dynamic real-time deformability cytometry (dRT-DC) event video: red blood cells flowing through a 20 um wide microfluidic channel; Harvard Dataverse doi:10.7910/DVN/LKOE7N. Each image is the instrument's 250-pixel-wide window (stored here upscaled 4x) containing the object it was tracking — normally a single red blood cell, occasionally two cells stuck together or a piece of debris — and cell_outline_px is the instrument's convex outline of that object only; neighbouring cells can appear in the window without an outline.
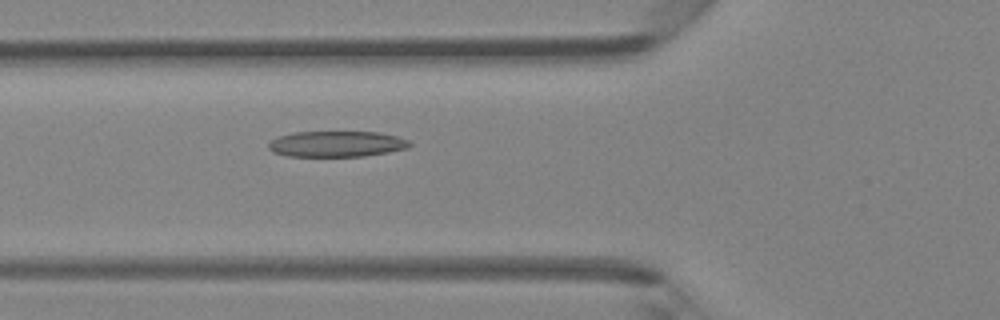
{"species": "Egyptian fruit bat (a non-hibernating species)", "species_latin": "Rousettus aegyptiacus", "temperature_condition": "room temperature", "stored_images_in_passage": 47, "camera_frame_rate_fps": 3000, "um_per_image_px": 0.085, "animal": {"sex": "female"}, "frame": {"image": 1, "passage_image": 17, "time_ms": 5.333, "image_size_px": [1000, 320], "cell_outline_px": [[412, 144], [408, 148], [388, 152], [364, 156], [288, 156], [272, 152], [268, 148], [268, 144], [276, 136], [296, 132], [376, 132], [396, 136], [408, 140]], "centroid_in_image_um": [28.59, 12.24], "position_along_channel_um": 97.2, "area_um2": 21.21}}
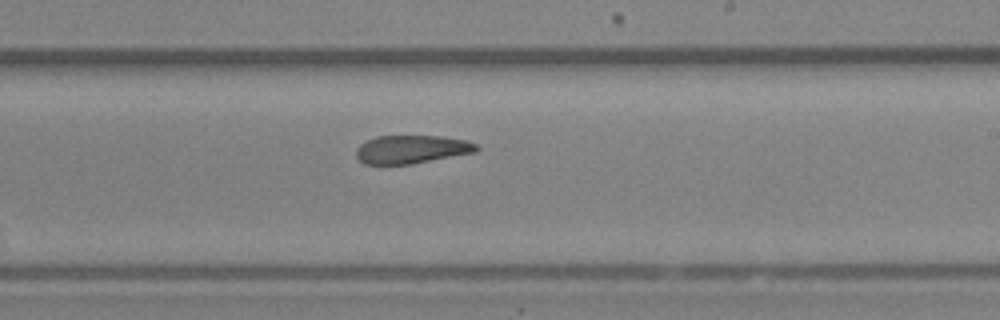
{"frame": {"image": 2, "passage_image": 28, "time_ms": 9.0, "image_size_px": [1000, 320], "cell_outline_px": [[480, 148], [476, 152], [412, 164], [364, 164], [356, 156], [356, 148], [360, 144], [376, 136], [440, 136], [464, 140], [476, 144]], "centroid_in_image_um": [34.98, 12.7], "position_along_channel_um": 254.0, "area_um2": 19.77}}
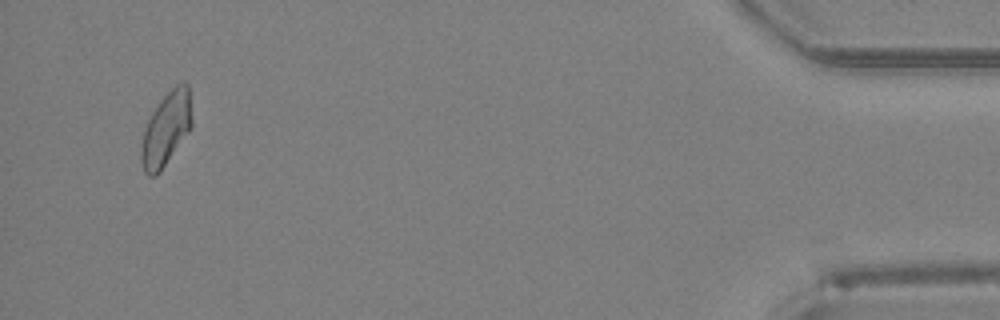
{"frame": {"image": 3, "passage_image": 45, "time_ms": 14.667, "image_size_px": [1000, 320], "cell_outline_px": [[192, 128], [160, 172], [156, 176], [148, 176], [144, 172], [140, 160], [140, 148], [144, 128], [152, 112], [160, 100], [180, 80], [184, 80], [188, 84], [192, 120]], "centroid_in_image_um": [14.12, 10.97], "position_along_channel_um": 421.1, "area_um2": 22.02}, "authors_computed_cell_mechanics": {"area_um2": 21.5016, "velocity_mm_per_s": 4.3059, "shape_relaxation_time_tau1_ms": null, "shape_relaxation_time_tau2_ms": 3.0525, "deformation_change_tau1": null, "deformation_change_tau2": 0.1108}}